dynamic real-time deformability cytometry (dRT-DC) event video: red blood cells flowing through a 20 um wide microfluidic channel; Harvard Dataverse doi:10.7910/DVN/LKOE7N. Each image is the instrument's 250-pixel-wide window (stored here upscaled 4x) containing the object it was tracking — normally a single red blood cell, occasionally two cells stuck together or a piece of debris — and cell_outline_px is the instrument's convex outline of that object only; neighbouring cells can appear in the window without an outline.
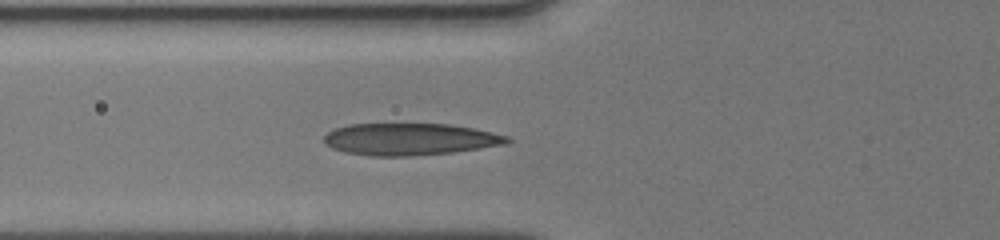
{"species": "human", "species_latin": "Homo sapiens", "temperature_condition": "cold", "stored_images_in_passage": 11, "camera_frame_rate_fps": 3000, "um_per_image_px": 0.085, "donor": {"sex": "male"}, "frame": {"image": 1, "passage_image": 11, "time_ms": 5.667, "image_size_px": [1000, 240], "cell_outline_px": [[512, 140], [508, 144], [452, 152], [408, 156], [372, 156], [348, 152], [332, 148], [324, 140], [324, 136], [328, 132], [336, 128], [348, 124], [448, 124], [476, 128], [508, 136]], "centroid_in_image_um": [34.89, 11.82], "position_along_channel_um": 90.9, "area_um2": 33.99}}